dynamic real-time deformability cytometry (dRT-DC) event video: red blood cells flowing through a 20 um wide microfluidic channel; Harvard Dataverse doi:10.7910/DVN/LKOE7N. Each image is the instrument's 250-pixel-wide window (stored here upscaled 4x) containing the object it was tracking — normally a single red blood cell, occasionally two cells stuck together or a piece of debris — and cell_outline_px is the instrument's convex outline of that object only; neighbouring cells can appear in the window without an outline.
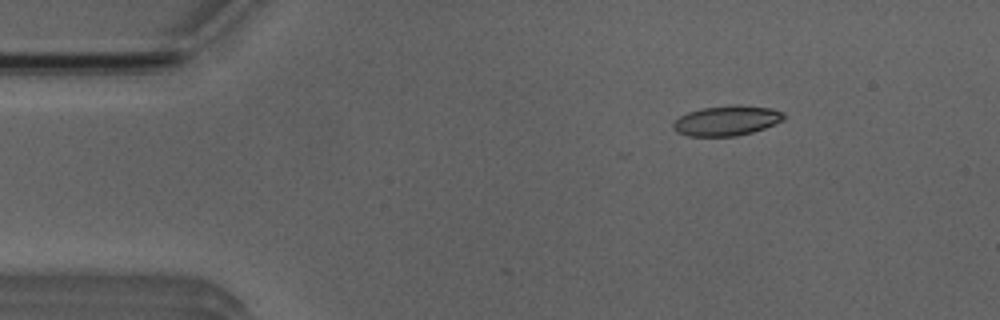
{"species": "Egyptian fruit bat (a non-hibernating species)", "species_latin": "Rousettus aegyptiacus", "temperature_condition": "room temperature", "stored_images_in_passage": 4, "camera_frame_rate_fps": 3000, "um_per_image_px": 0.085, "animal": {"sex": "male"}, "frame": {"image": 1, "passage_image": 2, "time_ms": 1.0, "image_size_px": [1000, 320], "cell_outline_px": [[784, 120], [764, 128], [752, 132], [736, 136], [688, 136], [676, 132], [672, 128], [672, 124], [680, 116], [688, 112], [704, 108], [772, 108], [784, 112]], "centroid_in_image_um": [61.73, 10.32], "position_along_channel_um": 23.3, "area_um2": 18.38}}